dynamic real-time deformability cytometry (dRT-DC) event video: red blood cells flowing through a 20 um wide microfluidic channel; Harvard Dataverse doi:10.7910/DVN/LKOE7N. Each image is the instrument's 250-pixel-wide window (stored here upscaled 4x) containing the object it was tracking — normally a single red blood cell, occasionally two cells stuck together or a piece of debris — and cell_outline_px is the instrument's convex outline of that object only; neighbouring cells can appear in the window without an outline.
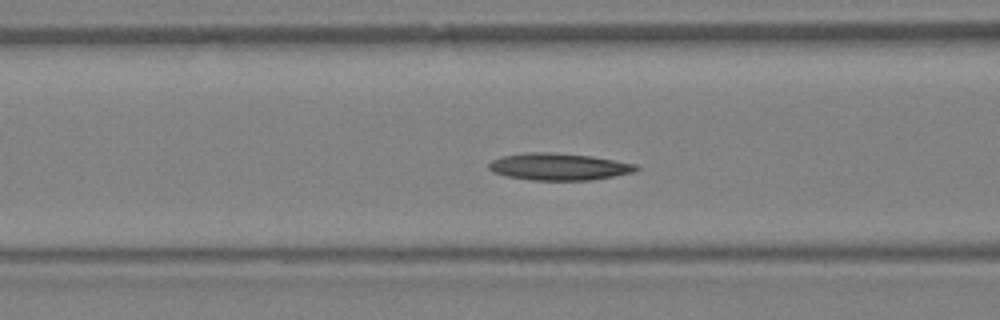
{"species": "Egyptian fruit bat (a non-hibernating species)", "species_latin": "Rousettus aegyptiacus", "temperature_condition": "warm", "stored_images_in_passage": 41, "camera_frame_rate_fps": 3000, "um_per_image_px": 0.085, "animal": {"sex": "female"}, "frame": {"image": 1, "passage_image": 16, "time_ms": 5.0, "image_size_px": [1000, 320], "cell_outline_px": [[640, 168], [632, 172], [592, 180], [532, 180], [508, 176], [492, 172], [488, 168], [488, 164], [492, 160], [500, 156], [524, 152], [552, 152], [592, 156], [636, 164]], "centroid_in_image_um": [47.46, 14.16], "position_along_channel_um": 119.1, "area_um2": 23.18}}
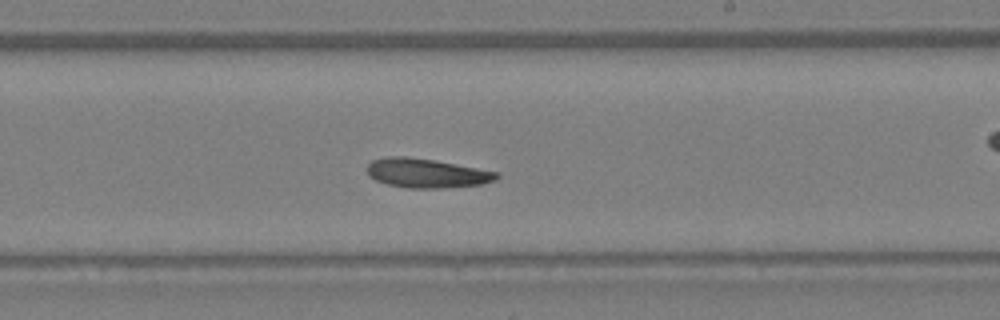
{"frame": {"image": 2, "passage_image": 24, "time_ms": 7.667, "image_size_px": [1000, 320], "cell_outline_px": [[500, 176], [496, 180], [480, 184], [440, 188], [408, 188], [388, 184], [376, 180], [368, 172], [368, 164], [372, 160], [388, 156], [408, 156], [436, 160], [500, 172]], "centroid_in_image_um": [36.3, 14.7], "position_along_channel_um": 252.7, "area_um2": 22.02}}
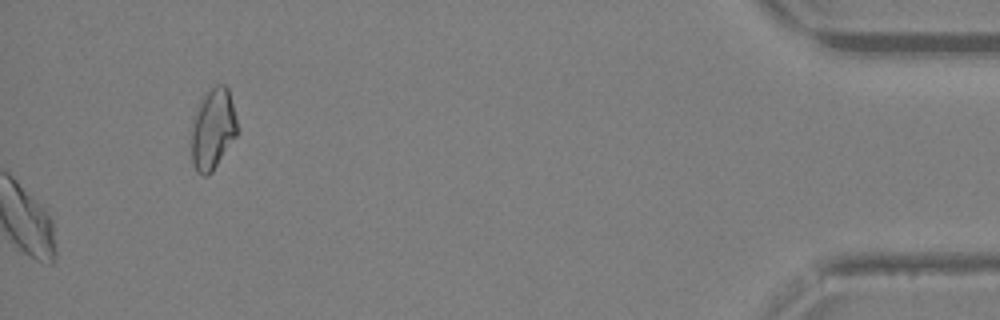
{"frame": {"image": 3, "passage_image": 41, "time_ms": 13.333, "image_size_px": [1000, 320], "cell_outline_px": [[236, 136], [212, 172], [208, 176], [200, 176], [196, 172], [192, 164], [192, 116], [200, 100], [216, 84], [224, 84], [228, 88], [236, 116]], "centroid_in_image_um": [18.07, 10.99], "position_along_channel_um": 417.1, "area_um2": 21.68}}